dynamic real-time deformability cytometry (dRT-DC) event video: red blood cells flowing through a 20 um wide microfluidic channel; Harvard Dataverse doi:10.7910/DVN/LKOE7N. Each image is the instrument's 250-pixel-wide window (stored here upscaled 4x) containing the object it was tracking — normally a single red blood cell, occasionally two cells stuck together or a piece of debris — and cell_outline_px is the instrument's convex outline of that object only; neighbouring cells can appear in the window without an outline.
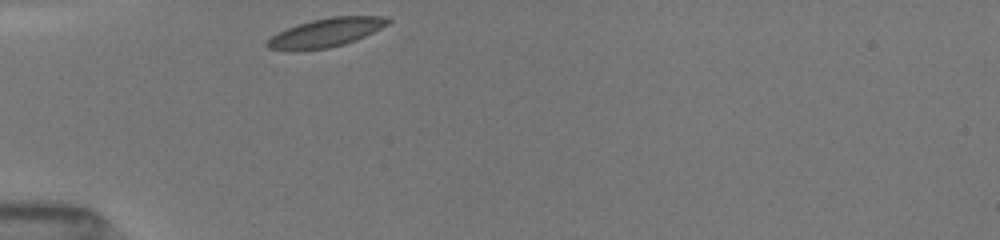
{"species": "common noctule bat (a hibernating species)", "species_latin": "Nyctalus noctula", "temperature_condition": "room temperature", "stored_images_in_passage": 9, "camera_frame_rate_fps": 3000, "um_per_image_px": 0.085, "animal": {"sex": "female", "body_mass_g": 19.5, "forearm_length_mm": 54.1}, "frame": {"image": 1, "passage_image": 1, "time_ms": 0.0, "image_size_px": [1000, 240], "cell_outline_px": [[392, 20], [388, 24], [356, 40], [344, 44], [328, 48], [296, 52], [292, 52], [268, 48], [264, 44], [272, 36], [288, 28], [312, 20], [332, 16], [384, 16]], "centroid_in_image_um": [27.68, 2.79], "position_along_channel_um": 57.3, "area_um2": 20.23}}
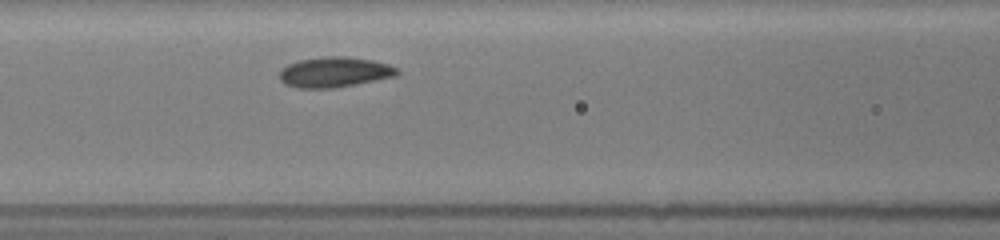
{"frame": {"image": 2, "passage_image": 6, "time_ms": 2.333, "image_size_px": [1000, 240], "cell_outline_px": [[400, 72], [396, 76], [356, 84], [332, 88], [296, 88], [284, 84], [280, 80], [280, 68], [288, 64], [300, 60], [324, 56], [344, 56], [372, 60], [388, 64], [396, 68]], "centroid_in_image_um": [28.4, 6.13], "position_along_channel_um": 138.2, "area_um2": 20.81}}
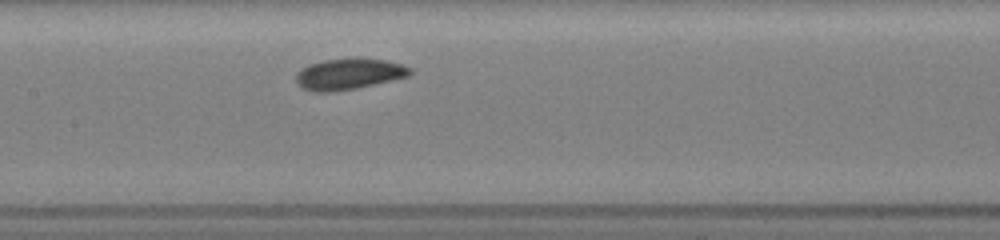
{"frame": {"image": 3, "passage_image": 9, "time_ms": 3.333, "image_size_px": [1000, 240], "cell_outline_px": [[412, 72], [408, 76], [392, 80], [356, 88], [336, 92], [312, 92], [304, 88], [296, 80], [296, 72], [300, 68], [308, 64], [324, 60], [356, 56], [384, 60], [400, 64], [412, 68]], "centroid_in_image_um": [29.63, 6.27], "position_along_channel_um": 177.8, "area_um2": 20.98}}